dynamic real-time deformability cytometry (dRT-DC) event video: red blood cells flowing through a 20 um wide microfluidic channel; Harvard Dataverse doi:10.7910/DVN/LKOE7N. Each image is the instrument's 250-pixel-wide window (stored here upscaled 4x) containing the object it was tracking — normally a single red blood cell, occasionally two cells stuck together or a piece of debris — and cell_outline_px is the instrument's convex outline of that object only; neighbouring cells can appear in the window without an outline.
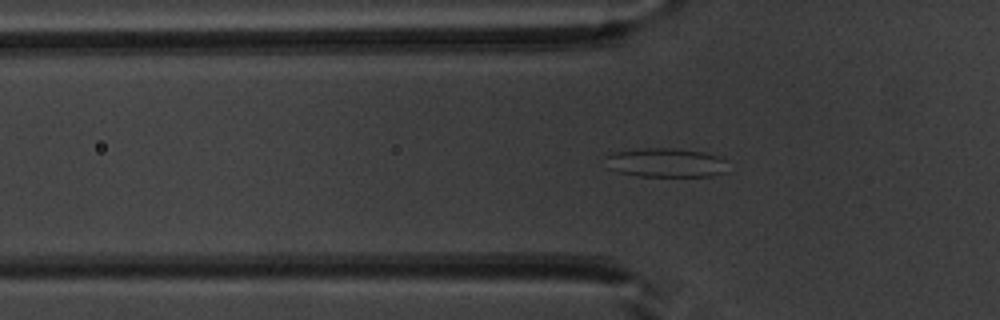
{"species": "common noctule bat (a hibernating species)", "species_latin": "Nyctalus noctula", "temperature_condition": "warm", "stored_images_in_passage": 8, "camera_frame_rate_fps": 3000, "um_per_image_px": 0.085, "animal": {"sex": "male", "body_mass_g": 20.1, "forearm_length_mm": 53.5}, "frame": {"image": 1, "passage_image": 5, "time_ms": 1.333, "image_size_px": [1000, 320], "cell_outline_px": [[728, 172], [712, 176], [636, 176], [620, 172], [608, 168], [604, 156], [612, 152], [644, 148], [676, 148], [704, 152], [720, 156], [724, 160]], "centroid_in_image_um": [56.6, 13.82], "position_along_channel_um": 69.2, "area_um2": 20.98}}
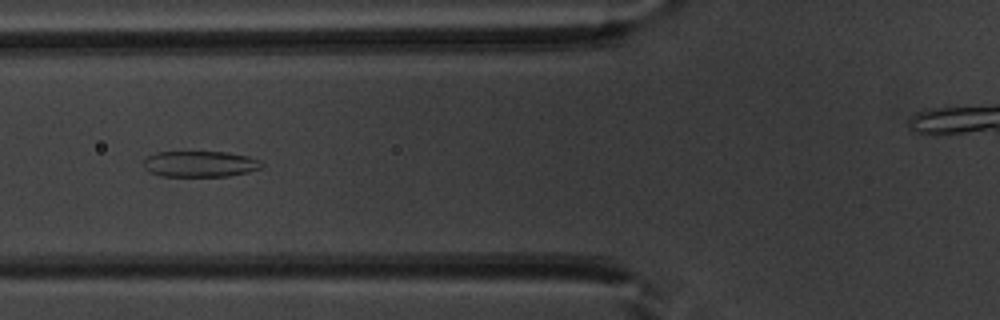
{"frame": {"image": 2, "passage_image": 8, "time_ms": 2.333, "image_size_px": [1000, 320], "cell_outline_px": [[264, 164], [260, 168], [248, 172], [228, 176], [160, 176], [148, 172], [144, 168], [144, 160], [148, 156], [156, 152], [224, 152], [248, 156], [260, 160]], "centroid_in_image_um": [16.99, 13.94], "position_along_channel_um": 108.8, "area_um2": 17.92}}